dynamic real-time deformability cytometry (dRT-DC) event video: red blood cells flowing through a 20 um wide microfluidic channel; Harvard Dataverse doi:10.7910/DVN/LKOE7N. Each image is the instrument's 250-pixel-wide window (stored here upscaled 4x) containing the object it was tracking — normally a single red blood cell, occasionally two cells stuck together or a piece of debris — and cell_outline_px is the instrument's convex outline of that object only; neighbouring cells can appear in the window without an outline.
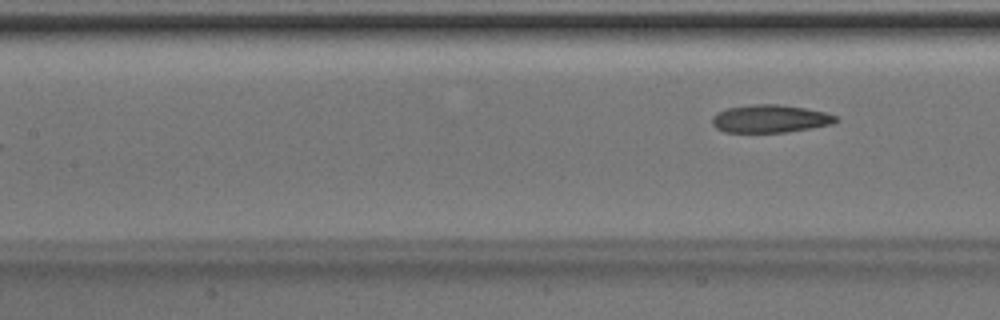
{"species": "Egyptian fruit bat (a non-hibernating species)", "species_latin": "Rousettus aegyptiacus", "temperature_condition": "room temperature", "stored_images_in_passage": 6, "camera_frame_rate_fps": 3000, "um_per_image_px": 0.085, "animal": {"sex": "male"}, "frame": {"image": 1, "passage_image": 6, "time_ms": 1.667, "image_size_px": [1000, 320], "cell_outline_px": [[840, 120], [832, 124], [788, 132], [724, 132], [716, 128], [712, 124], [712, 116], [716, 112], [728, 108], [752, 104], [780, 104], [804, 108], [824, 112], [836, 116]], "centroid_in_image_um": [65.44, 10.09], "position_along_channel_um": 142.0, "area_um2": 20.11}}